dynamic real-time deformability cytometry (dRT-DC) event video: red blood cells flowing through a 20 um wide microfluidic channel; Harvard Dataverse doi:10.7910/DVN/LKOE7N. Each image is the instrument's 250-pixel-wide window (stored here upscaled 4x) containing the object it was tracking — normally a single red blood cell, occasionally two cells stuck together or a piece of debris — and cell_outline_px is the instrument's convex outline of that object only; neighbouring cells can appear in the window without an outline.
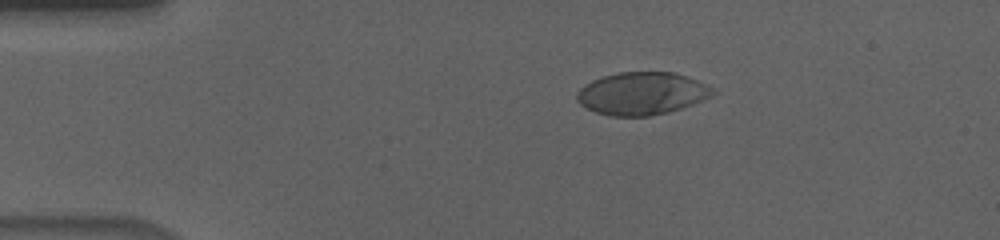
{"species": "human", "species_latin": "Homo sapiens", "temperature_condition": "cold", "stored_images_in_passage": 57, "camera_frame_rate_fps": 3000, "um_per_image_px": 0.085, "donor": {"sex": "male"}, "frame": {"image": 1, "passage_image": 11, "time_ms": 3.333, "image_size_px": [1000, 240], "cell_outline_px": [[716, 92], [692, 104], [668, 112], [648, 116], [612, 116], [596, 112], [580, 104], [576, 100], [576, 92], [580, 88], [592, 80], [604, 76], [620, 72], [672, 72], [696, 80], [716, 88]], "centroid_in_image_um": [54.53, 7.94], "position_along_channel_um": 30.5, "area_um2": 33.41}}
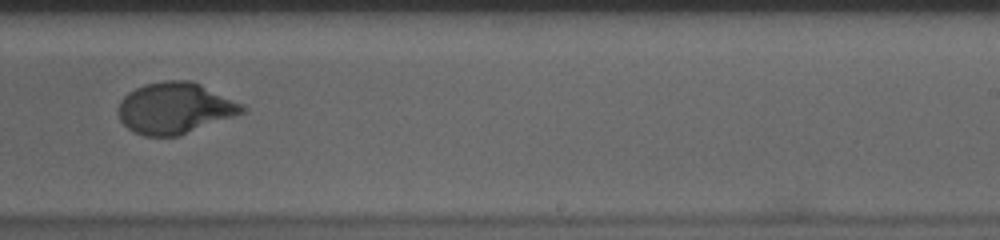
{"frame": {"image": 2, "passage_image": 36, "time_ms": 11.667, "image_size_px": [1000, 240], "cell_outline_px": [[248, 108], [244, 112], [180, 136], [144, 136], [128, 128], [120, 120], [116, 112], [120, 100], [128, 92], [144, 84], [164, 80], [192, 80], [244, 104]], "centroid_in_image_um": [14.86, 9.18], "position_along_channel_um": 274.1, "area_um2": 37.22}}
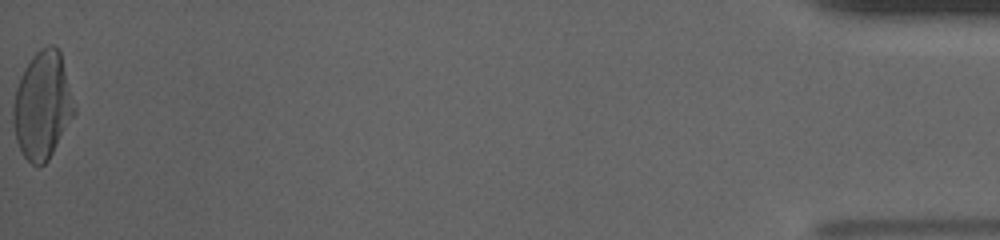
{"frame": {"image": 3, "passage_image": 57, "time_ms": 18.667, "image_size_px": [1000, 240], "cell_outline_px": [[76, 112], [48, 160], [44, 164], [32, 164], [20, 152], [16, 140], [12, 120], [12, 108], [16, 88], [20, 76], [24, 68], [32, 56], [40, 48], [48, 44], [52, 44], [60, 52], [76, 108]], "centroid_in_image_um": [3.59, 8.95], "position_along_channel_um": 431.6, "area_um2": 38.26}, "authors_computed_cell_mechanics": {"area_um2": 36.0672, "velocity_mm_per_s": 3.626, "shape_relaxation_time_tau1_ms": 4.0157, "shape_relaxation_time_tau2_ms": null, "deformation_change_tau1": 0.1864, "deformation_change_tau2": null}}